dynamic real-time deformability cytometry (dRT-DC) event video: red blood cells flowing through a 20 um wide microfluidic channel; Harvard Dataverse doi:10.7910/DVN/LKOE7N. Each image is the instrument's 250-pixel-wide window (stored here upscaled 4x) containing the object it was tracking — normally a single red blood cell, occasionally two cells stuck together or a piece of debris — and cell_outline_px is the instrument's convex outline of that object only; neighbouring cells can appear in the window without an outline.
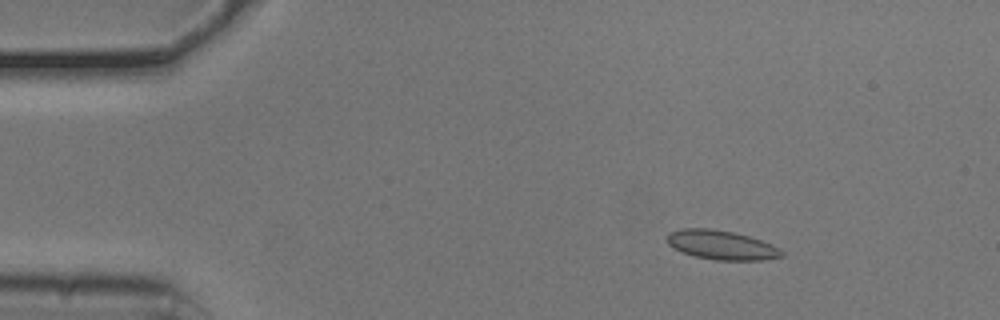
{"species": "common noctule bat (a hibernating species)", "species_latin": "Nyctalus noctula", "temperature_condition": "cold", "stored_images_in_passage": 24, "camera_frame_rate_fps": 3000, "um_per_image_px": 0.085, "animal": {"sex": "male", "body_mass_g": 20.5, "forearm_length_mm": 52.5}, "frame": {"image": 1, "passage_image": 1, "time_ms": 0.0, "image_size_px": [1000, 320], "cell_outline_px": [[784, 256], [760, 260], [716, 260], [696, 256], [672, 248], [664, 240], [668, 232], [680, 228], [712, 228], [736, 232], [760, 240], [780, 248], [784, 252]], "centroid_in_image_um": [61.27, 20.8], "position_along_channel_um": 23.7, "area_um2": 19.71}}
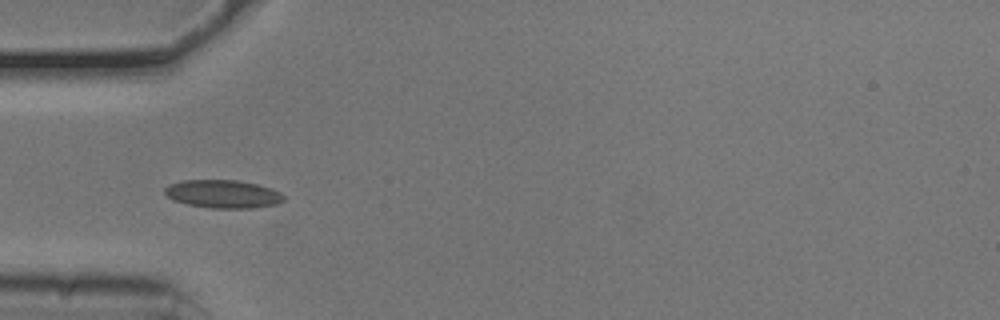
{"frame": {"image": 2, "passage_image": 10, "time_ms": 3.0, "image_size_px": [1000, 320], "cell_outline_px": [[284, 200], [276, 204], [252, 208], [212, 208], [188, 204], [172, 200], [164, 192], [164, 188], [168, 184], [184, 180], [236, 180], [256, 184], [272, 188], [280, 192], [284, 196]], "centroid_in_image_um": [18.94, 16.48], "position_along_channel_um": 66.1, "area_um2": 19.48}}
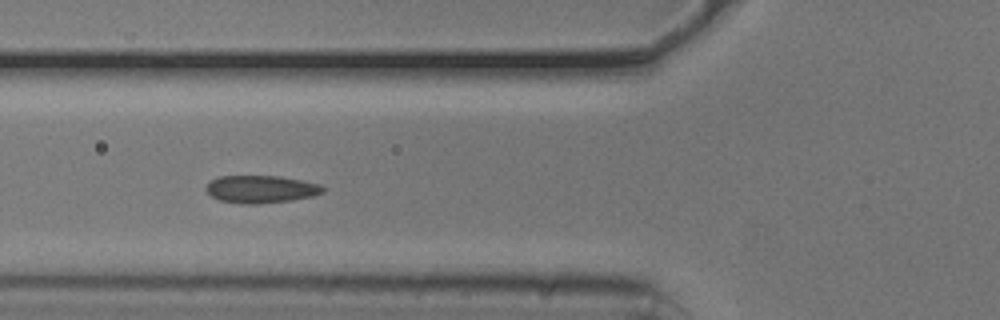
{"frame": {"image": 3, "passage_image": 13, "time_ms": 4.0, "image_size_px": [1000, 320], "cell_outline_px": [[324, 192], [312, 196], [292, 200], [260, 204], [240, 204], [220, 200], [212, 196], [204, 188], [212, 180], [220, 176], [280, 176], [320, 184], [324, 188]], "centroid_in_image_um": [22.18, 16.09], "position_along_channel_um": 103.6, "area_um2": 18.73}}